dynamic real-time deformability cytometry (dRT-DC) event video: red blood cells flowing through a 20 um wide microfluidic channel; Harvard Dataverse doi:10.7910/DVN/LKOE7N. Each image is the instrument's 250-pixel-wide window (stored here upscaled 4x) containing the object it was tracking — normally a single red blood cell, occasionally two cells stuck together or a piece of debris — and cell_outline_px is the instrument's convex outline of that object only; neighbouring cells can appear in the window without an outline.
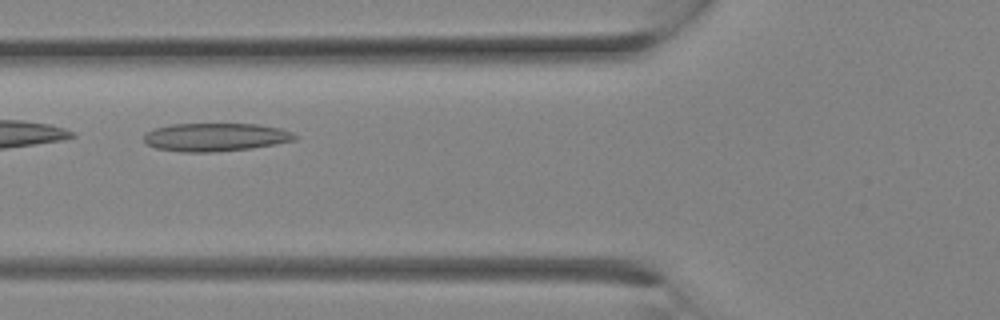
{"species": "Egyptian fruit bat (a non-hibernating species)", "species_latin": "Rousettus aegyptiacus", "temperature_condition": "room temperature", "stored_images_in_passage": 11, "camera_frame_rate_fps": 3000, "um_per_image_px": 0.085, "animal": {"sex": "female"}, "frame": {"image": 1, "passage_image": 8, "time_ms": 2.333, "image_size_px": [1000, 320], "cell_outline_px": [[296, 140], [276, 144], [252, 148], [212, 152], [184, 152], [156, 148], [148, 144], [144, 140], [144, 136], [148, 132], [156, 128], [172, 124], [256, 124], [280, 128], [292, 132], [296, 136]], "centroid_in_image_um": [18.35, 11.66], "position_along_channel_um": 107.5, "area_um2": 24.62}}
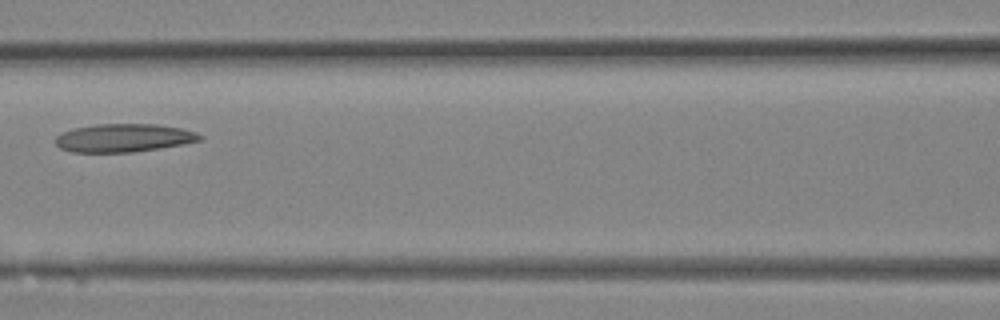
{"frame": {"image": 2, "passage_image": 10, "time_ms": 3.0, "image_size_px": [1000, 320], "cell_outline_px": [[204, 136], [200, 140], [180, 144], [132, 152], [72, 152], [60, 148], [56, 144], [56, 136], [60, 132], [72, 128], [96, 124], [156, 124], [180, 128], [196, 132]], "centroid_in_image_um": [10.46, 11.71], "position_along_channel_um": 156.1, "area_um2": 23.58}}